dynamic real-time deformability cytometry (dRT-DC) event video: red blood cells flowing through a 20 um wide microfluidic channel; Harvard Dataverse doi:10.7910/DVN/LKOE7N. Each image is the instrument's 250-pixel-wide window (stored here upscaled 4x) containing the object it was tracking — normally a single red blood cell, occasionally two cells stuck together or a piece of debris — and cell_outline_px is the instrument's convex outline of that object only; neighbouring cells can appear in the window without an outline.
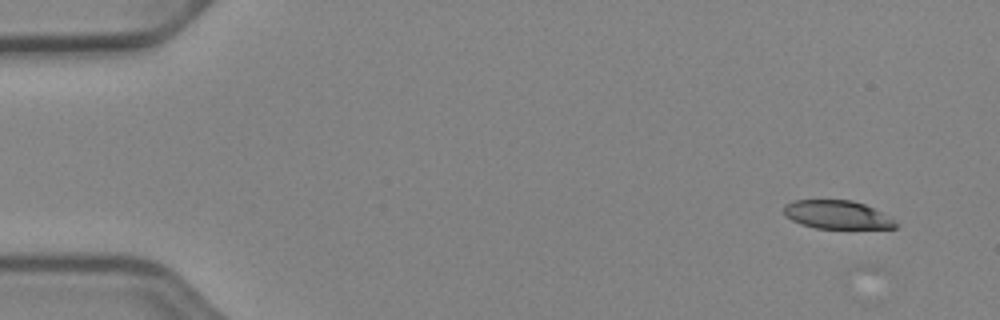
{"species": "Egyptian fruit bat (a non-hibernating species)", "species_latin": "Rousettus aegyptiacus", "temperature_condition": "cold", "stored_images_in_passage": 8, "camera_frame_rate_fps": 3000, "um_per_image_px": 0.085, "animal": {"sex": "female"}, "frame": {"image": 1, "passage_image": 1, "time_ms": 0.0, "image_size_px": [1000, 320], "cell_outline_px": [[896, 228], [816, 228], [800, 224], [784, 216], [784, 204], [796, 200], [852, 200], [864, 204], [880, 212], [892, 220], [896, 224]], "centroid_in_image_um": [71.07, 18.24], "position_along_channel_um": 13.9, "area_um2": 18.21}}